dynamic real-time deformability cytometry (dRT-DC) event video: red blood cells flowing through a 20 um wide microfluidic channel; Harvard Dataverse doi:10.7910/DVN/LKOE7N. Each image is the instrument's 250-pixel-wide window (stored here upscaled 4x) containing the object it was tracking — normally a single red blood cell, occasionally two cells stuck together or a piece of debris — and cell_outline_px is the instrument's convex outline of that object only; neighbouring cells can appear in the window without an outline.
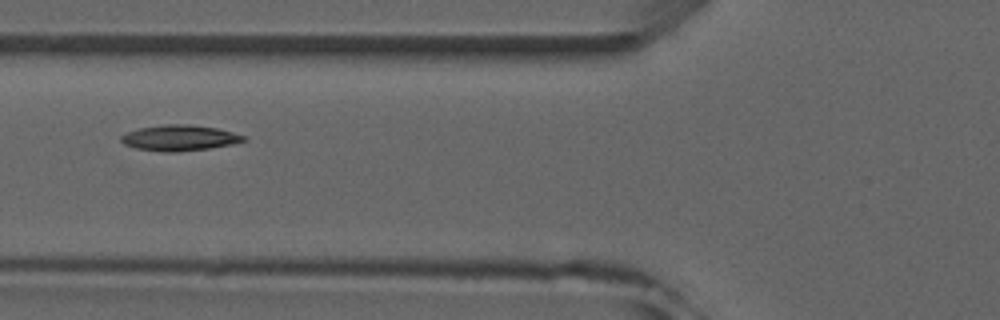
{"species": "common noctule bat (a hibernating species)", "species_latin": "Nyctalus noctula", "temperature_condition": "room temperature", "stored_images_in_passage": 3, "camera_frame_rate_fps": 3000, "um_per_image_px": 0.085, "animal": {"sex": "male", "forearm_length_mm": 52.5}, "frame": {"image": 1, "passage_image": 2, "time_ms": 1.333, "image_size_px": [1000, 320], "cell_outline_px": [[248, 140], [232, 144], [208, 148], [176, 152], [164, 152], [136, 148], [124, 144], [120, 140], [120, 136], [128, 132], [140, 128], [164, 124], [188, 124], [216, 128], [248, 136]], "centroid_in_image_um": [15.28, 11.72], "position_along_channel_um": 110.5, "area_um2": 18.32}}
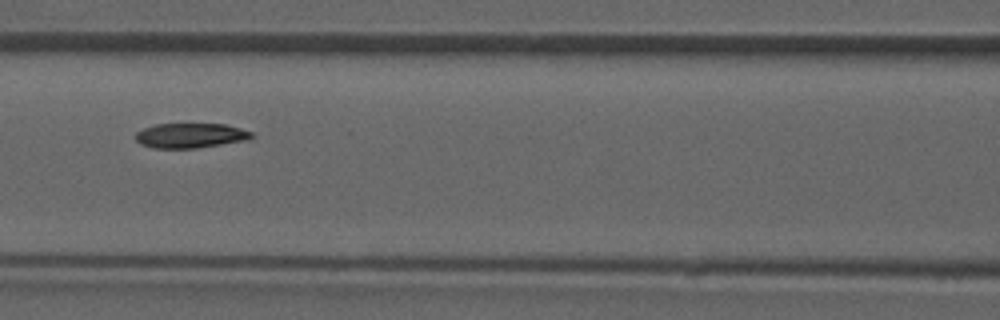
{"frame": {"image": 2, "passage_image": 3, "time_ms": 2.333, "image_size_px": [1000, 320], "cell_outline_px": [[256, 136], [252, 140], [196, 148], [152, 148], [140, 144], [132, 136], [136, 132], [144, 128], [156, 124], [224, 124], [240, 128], [252, 132]], "centroid_in_image_um": [16.22, 11.53], "position_along_channel_um": 150.4, "area_um2": 17.11}}